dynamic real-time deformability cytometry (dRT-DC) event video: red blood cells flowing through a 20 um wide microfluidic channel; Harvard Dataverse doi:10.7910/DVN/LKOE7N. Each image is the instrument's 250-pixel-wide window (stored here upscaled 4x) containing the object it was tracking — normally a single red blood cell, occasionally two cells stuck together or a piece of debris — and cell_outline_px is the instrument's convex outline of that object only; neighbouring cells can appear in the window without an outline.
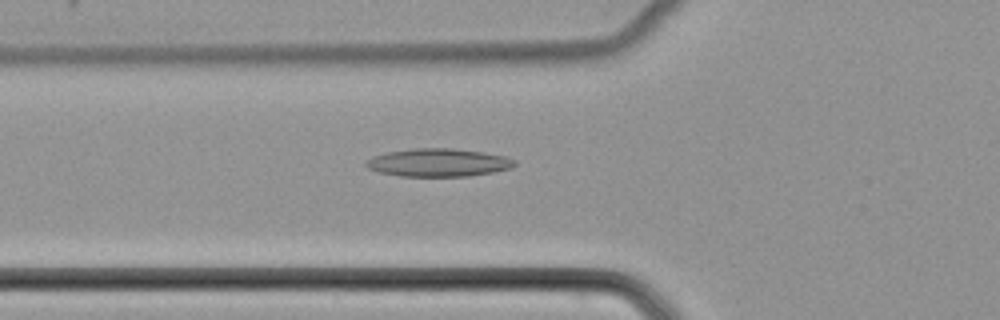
{"species": "common noctule bat (a hibernating species)", "species_latin": "Nyctalus noctula", "temperature_condition": "cold", "stored_images_in_passage": 51, "camera_frame_rate_fps": 3000, "um_per_image_px": 0.085, "animal": {"sex": "female", "body_mass_g": 22.7, "forearm_length_mm": 54.2}, "frame": {"image": 1, "passage_image": 19, "time_ms": 6.0, "image_size_px": [1000, 320], "cell_outline_px": [[516, 164], [512, 168], [492, 172], [468, 176], [400, 176], [380, 172], [368, 168], [364, 164], [372, 156], [388, 152], [412, 148], [452, 148], [484, 152], [504, 156], [516, 160]], "centroid_in_image_um": [37.27, 13.81], "position_along_channel_um": 88.5, "area_um2": 24.22}}
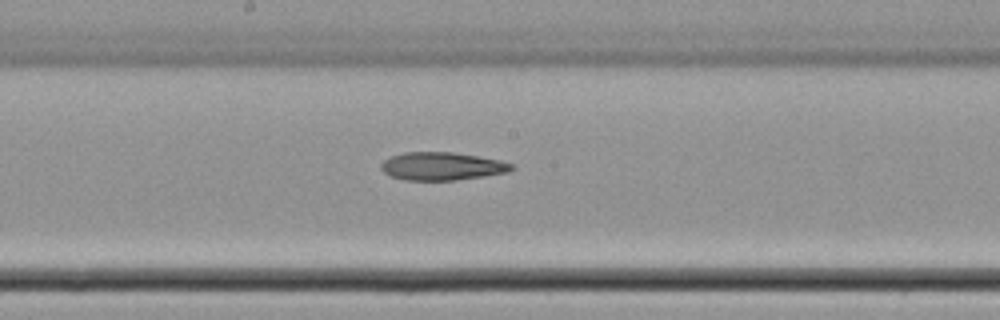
{"frame": {"image": 2, "passage_image": 28, "time_ms": 9.0, "image_size_px": [1000, 320], "cell_outline_px": [[516, 168], [508, 172], [484, 176], [456, 180], [404, 180], [392, 176], [384, 172], [380, 168], [380, 164], [384, 160], [392, 156], [404, 152], [452, 152], [500, 160], [516, 164]], "centroid_in_image_um": [37.6, 14.13], "position_along_channel_um": 210.6, "area_um2": 21.33}}
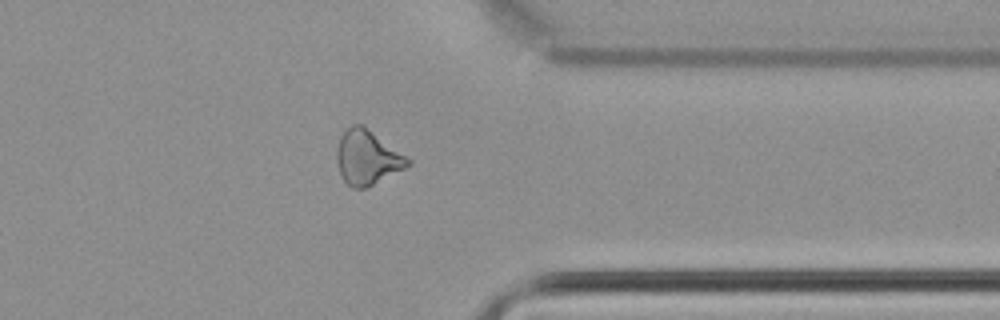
{"frame": {"image": 3, "passage_image": 41, "time_ms": 13.333, "image_size_px": [1000, 320], "cell_outline_px": [[412, 164], [364, 188], [352, 188], [344, 180], [340, 172], [336, 160], [336, 152], [340, 136], [352, 124], [364, 124], [412, 160]], "centroid_in_image_um": [31.21, 13.35], "position_along_channel_um": 380.2, "area_um2": 22.43}}